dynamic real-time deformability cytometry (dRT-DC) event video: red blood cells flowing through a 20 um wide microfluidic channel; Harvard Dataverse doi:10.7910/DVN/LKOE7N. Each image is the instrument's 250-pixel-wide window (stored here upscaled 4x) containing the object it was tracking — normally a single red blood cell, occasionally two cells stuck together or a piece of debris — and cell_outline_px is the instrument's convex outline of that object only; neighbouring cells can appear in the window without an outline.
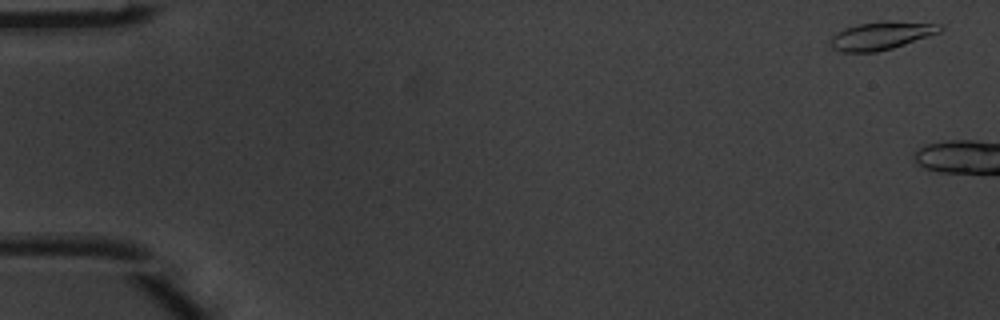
{"species": "common noctule bat (a hibernating species)", "species_latin": "Nyctalus noctula", "temperature_condition": "warm", "stored_images_in_passage": 3, "camera_frame_rate_fps": 3000, "um_per_image_px": 0.085, "animal": {"sex": "male", "body_mass_g": 20.1, "forearm_length_mm": 53.5}, "frame": {"image": 1, "passage_image": 1, "time_ms": 0.0, "image_size_px": [1000, 320], "cell_outline_px": [[944, 28], [940, 32], [892, 48], [876, 52], [840, 52], [832, 48], [828, 40], [836, 32], [844, 28], [856, 24], [888, 20], [892, 20], [944, 24]], "centroid_in_image_um": [74.89, 3.01], "position_along_channel_um": 10.1, "area_um2": 18.21}}